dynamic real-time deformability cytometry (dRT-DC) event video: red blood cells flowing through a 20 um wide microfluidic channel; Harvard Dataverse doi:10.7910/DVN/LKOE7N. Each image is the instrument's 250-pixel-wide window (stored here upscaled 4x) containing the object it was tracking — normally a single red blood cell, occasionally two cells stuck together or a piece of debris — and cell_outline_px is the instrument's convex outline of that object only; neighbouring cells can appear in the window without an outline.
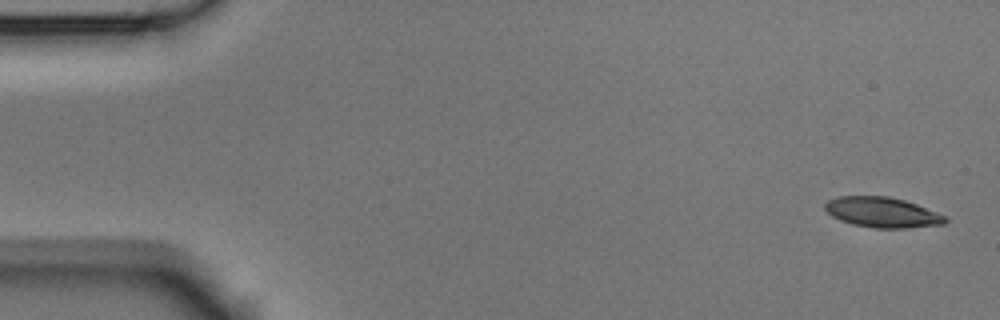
{"species": "Egyptian fruit bat (a non-hibernating species)", "species_latin": "Rousettus aegyptiacus", "temperature_condition": "room temperature", "stored_images_in_passage": 5, "camera_frame_rate_fps": 3000, "um_per_image_px": 0.085, "animal": {"sex": "male"}, "frame": {"image": 1, "passage_image": 1, "time_ms": 0.0, "image_size_px": [1000, 320], "cell_outline_px": [[948, 220], [944, 224], [908, 228], [872, 228], [852, 224], [840, 220], [832, 216], [824, 208], [824, 204], [828, 200], [836, 196], [888, 196], [904, 200], [916, 204], [948, 216]], "centroid_in_image_um": [75.0, 18.05], "position_along_channel_um": 10.0, "area_um2": 21.39}}
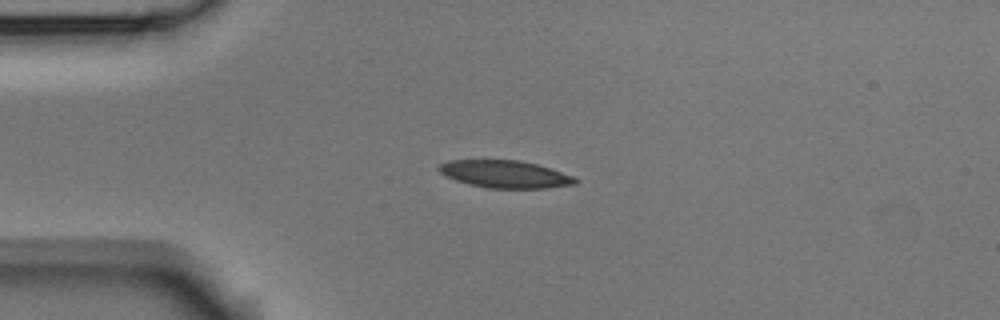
{"frame": {"image": 2, "passage_image": 4, "time_ms": 1.0, "image_size_px": [1000, 320], "cell_outline_px": [[580, 180], [576, 184], [544, 188], [488, 188], [468, 184], [444, 176], [436, 168], [440, 164], [448, 160], [520, 160], [552, 168], [572, 176]], "centroid_in_image_um": [42.91, 14.8], "position_along_channel_um": 42.1, "area_um2": 21.91}}